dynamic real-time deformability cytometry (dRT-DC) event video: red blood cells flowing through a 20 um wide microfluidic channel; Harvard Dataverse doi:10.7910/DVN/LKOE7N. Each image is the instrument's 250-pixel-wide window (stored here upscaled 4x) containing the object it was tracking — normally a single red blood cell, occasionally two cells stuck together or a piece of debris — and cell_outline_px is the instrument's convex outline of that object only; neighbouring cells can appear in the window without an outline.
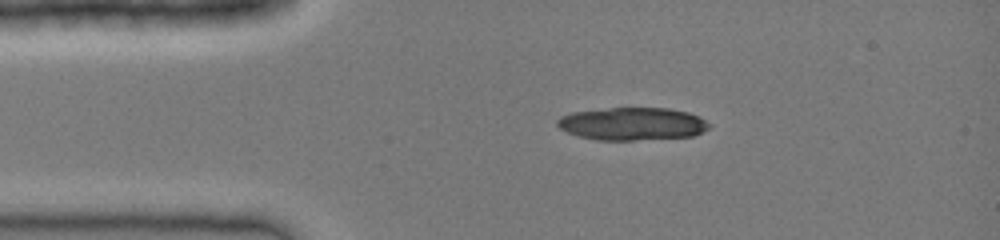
{"species": "common noctule bat (a hibernating species)", "species_latin": "Nyctalus noctula", "temperature_condition": "cold", "stored_images_in_passage": 8, "camera_frame_rate_fps": 3000, "um_per_image_px": 0.085, "animal": {"sex": "female", "body_mass_g": 19.0, "forearm_length_mm": 51.5}, "frame": {"image": 1, "passage_image": 1, "time_ms": 0.0, "image_size_px": [1000, 240], "cell_outline_px": [[708, 128], [692, 136], [632, 140], [596, 140], [580, 136], [568, 132], [560, 128], [556, 124], [556, 120], [560, 116], [572, 112], [612, 108], [668, 108], [688, 112], [700, 116], [708, 124]], "centroid_in_image_um": [53.71, 10.52], "position_along_channel_um": 31.3, "area_um2": 28.73}}